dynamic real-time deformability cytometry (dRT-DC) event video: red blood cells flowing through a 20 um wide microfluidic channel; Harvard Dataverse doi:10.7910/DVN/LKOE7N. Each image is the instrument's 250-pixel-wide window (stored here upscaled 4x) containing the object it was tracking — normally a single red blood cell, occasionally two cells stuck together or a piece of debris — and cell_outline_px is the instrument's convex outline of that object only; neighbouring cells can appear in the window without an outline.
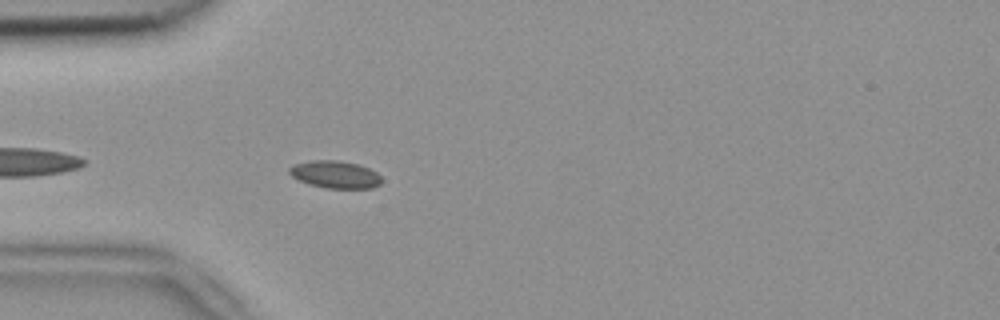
{"species": "common noctule bat (a hibernating species)", "species_latin": "Nyctalus noctula", "temperature_condition": "room temperature", "stored_images_in_passage": 4, "camera_frame_rate_fps": 3000, "um_per_image_px": 0.085, "animal": {"sex": "female", "body_mass_g": 18.4}, "frame": {"image": 1, "passage_image": 4, "time_ms": 1.0, "image_size_px": [1000, 320], "cell_outline_px": [[380, 184], [372, 188], [324, 188], [308, 184], [292, 176], [288, 172], [288, 168], [292, 164], [312, 160], [340, 160], [360, 164], [376, 172], [380, 176]], "centroid_in_image_um": [28.46, 14.82], "position_along_channel_um": 56.5, "area_um2": 14.85}}